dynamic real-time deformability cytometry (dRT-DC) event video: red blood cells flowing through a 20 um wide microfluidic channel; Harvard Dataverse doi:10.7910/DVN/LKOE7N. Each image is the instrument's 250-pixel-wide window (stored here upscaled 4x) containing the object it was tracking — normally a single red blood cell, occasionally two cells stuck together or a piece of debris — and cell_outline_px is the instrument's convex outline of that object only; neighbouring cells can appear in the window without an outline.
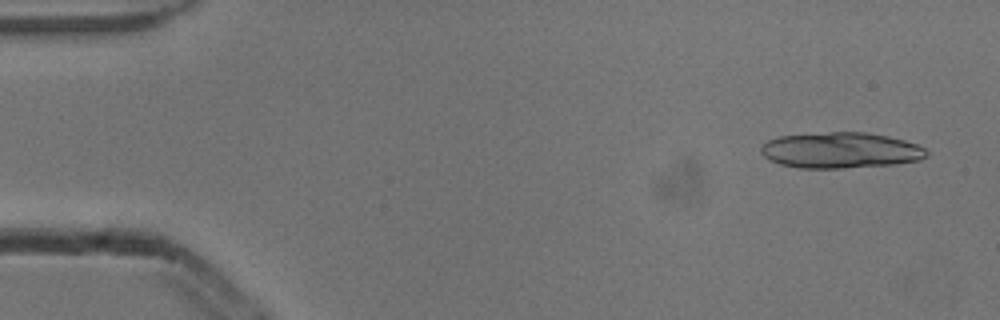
{"species": "common noctule bat (a hibernating species)", "species_latin": "Nyctalus noctula", "temperature_condition": "cold", "stored_images_in_passage": 7, "segment_of_instrument_passage": [1, 2], "camera_frame_rate_fps": 3000, "um_per_image_px": 0.085, "animal": {"sex": "male", "body_mass_g": 13.3}, "frame": {"image": 1, "passage_image": 1, "time_ms": 0.0, "image_size_px": [1000, 320], "cell_outline_px": [[928, 156], [920, 160], [896, 164], [844, 168], [800, 168], [780, 164], [764, 156], [760, 152], [760, 148], [768, 140], [780, 136], [828, 132], [864, 132], [888, 136], [904, 140], [916, 144], [924, 148], [928, 152]], "centroid_in_image_um": [71.47, 12.78], "position_along_channel_um": 13.5, "area_um2": 34.56}}